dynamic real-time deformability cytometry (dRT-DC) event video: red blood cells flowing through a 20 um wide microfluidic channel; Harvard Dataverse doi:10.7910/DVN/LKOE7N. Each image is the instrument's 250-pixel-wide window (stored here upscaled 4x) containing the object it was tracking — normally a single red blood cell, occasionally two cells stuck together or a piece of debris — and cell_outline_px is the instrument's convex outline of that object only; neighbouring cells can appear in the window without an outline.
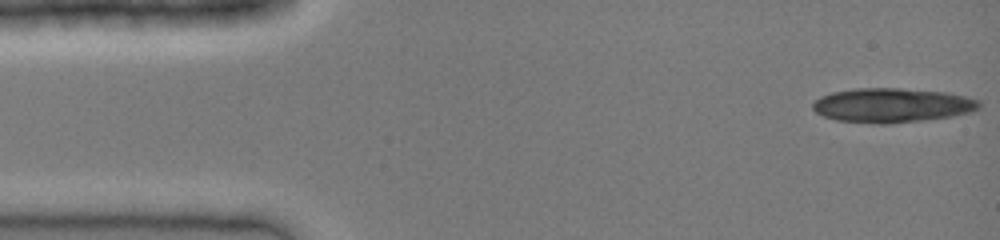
{"species": "common noctule bat (a hibernating species)", "species_latin": "Nyctalus noctula", "temperature_condition": "cold", "stored_images_in_passage": 40, "camera_frame_rate_fps": 3000, "um_per_image_px": 0.085, "animal": {"sex": "female", "body_mass_g": 19.0, "forearm_length_mm": 51.5}, "frame": {"image": 1, "passage_image": 1, "time_ms": 0.0, "image_size_px": [1000, 240], "cell_outline_px": [[980, 108], [968, 112], [948, 116], [920, 120], [884, 124], [880, 124], [836, 120], [824, 116], [816, 112], [812, 108], [812, 104], [820, 96], [832, 92], [856, 88], [900, 88], [944, 92], [964, 96], [980, 100]], "centroid_in_image_um": [75.78, 8.94], "position_along_channel_um": 9.2, "area_um2": 32.95}}
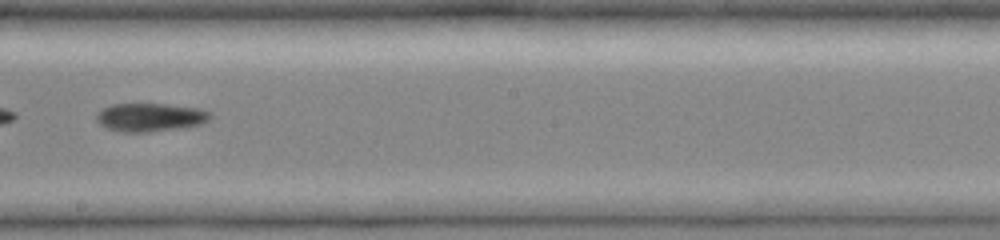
{"frame": {"image": 2, "passage_image": 23, "time_ms": 7.333, "image_size_px": [1000, 240], "cell_outline_px": [[212, 116], [208, 120], [200, 124], [188, 128], [148, 132], [124, 132], [108, 128], [100, 124], [96, 120], [96, 112], [112, 104], [164, 104], [200, 108], [212, 112]], "centroid_in_image_um": [12.81, 9.97], "position_along_channel_um": 235.4, "area_um2": 19.02}}
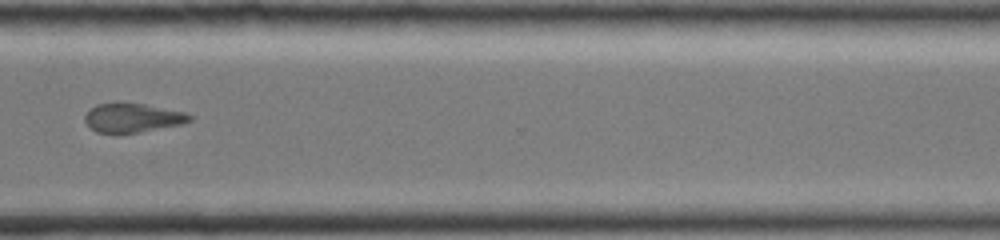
{"frame": {"image": 3, "passage_image": 31, "time_ms": 10.0, "image_size_px": [1000, 240], "cell_outline_px": [[192, 120], [184, 124], [140, 132], [116, 136], [96, 132], [84, 120], [84, 116], [96, 104], [116, 100], [120, 100], [144, 104], [184, 112], [192, 116]], "centroid_in_image_um": [11.22, 10.02], "position_along_channel_um": 359.4, "area_um2": 18.61}}